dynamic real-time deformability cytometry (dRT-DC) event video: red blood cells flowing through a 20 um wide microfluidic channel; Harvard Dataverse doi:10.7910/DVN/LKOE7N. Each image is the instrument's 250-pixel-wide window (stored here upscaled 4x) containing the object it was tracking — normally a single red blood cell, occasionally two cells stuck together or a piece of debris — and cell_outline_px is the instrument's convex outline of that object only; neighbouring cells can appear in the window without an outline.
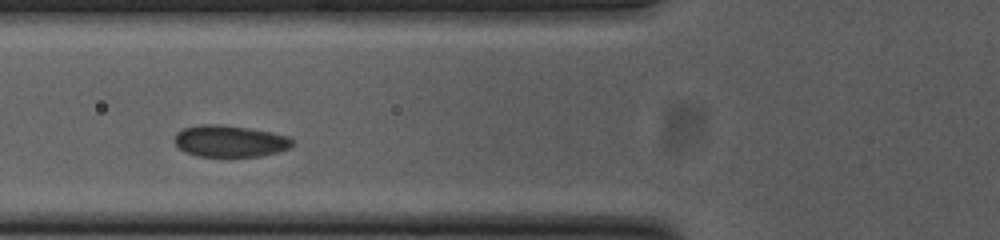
{"species": "common noctule bat (a hibernating species)", "species_latin": "Nyctalus noctula", "temperature_condition": "cold", "stored_images_in_passage": 44, "camera_frame_rate_fps": 3000, "um_per_image_px": 0.085, "animal": {"sex": "female", "body_mass_g": 23.0, "forearm_length_mm": 53.4}, "frame": {"image": 1, "passage_image": 9, "time_ms": 2.667, "image_size_px": [1000, 240], "cell_outline_px": [[292, 148], [280, 152], [260, 156], [196, 156], [180, 148], [176, 144], [176, 132], [184, 128], [200, 124], [220, 124], [248, 128], [272, 132], [288, 136], [292, 140]], "centroid_in_image_um": [19.59, 11.99], "position_along_channel_um": 106.2, "area_um2": 21.68}}
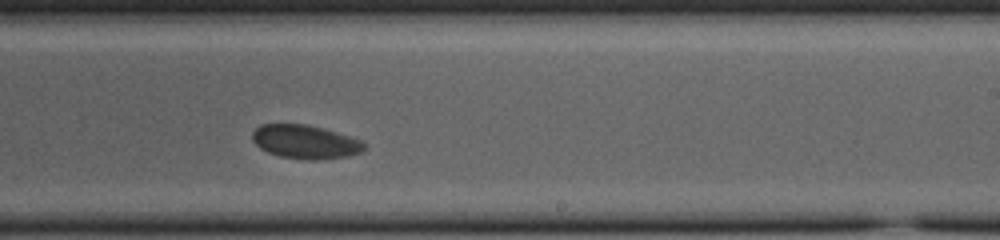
{"frame": {"image": 2, "passage_image": 22, "time_ms": 7.0, "image_size_px": [1000, 240], "cell_outline_px": [[364, 148], [360, 152], [348, 156], [316, 160], [308, 160], [280, 156], [268, 152], [260, 148], [252, 140], [252, 132], [260, 124], [308, 124], [336, 132], [360, 140], [364, 144]], "centroid_in_image_um": [25.9, 12.05], "position_along_channel_um": 263.1, "area_um2": 21.79}}
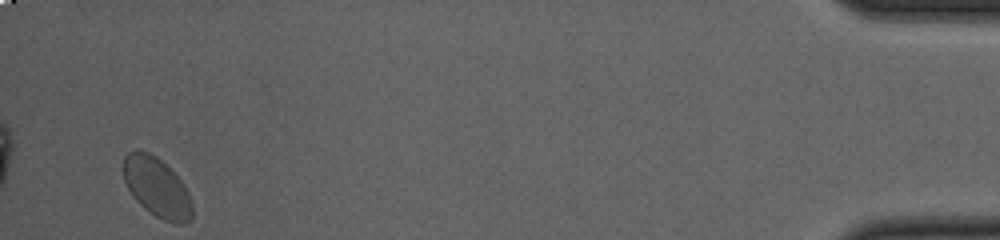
{"frame": {"image": 3, "passage_image": 42, "time_ms": 13.667, "image_size_px": [1000, 240], "cell_outline_px": [[192, 216], [184, 224], [176, 224], [164, 220], [148, 212], [132, 196], [124, 180], [124, 156], [128, 152], [148, 152], [156, 156], [180, 180], [188, 192], [192, 200]], "centroid_in_image_um": [13.34, 15.96], "position_along_channel_um": 421.9, "area_um2": 23.47}, "authors_computed_cell_mechanics": {"area_um2": 22.3975, "velocity_mm_per_s": 3.6293, "shape_relaxation_time_tau1_ms": 1.8228, "shape_relaxation_time_tau2_ms": null, "deformation_change_tau1": 0.0543, "deformation_change_tau2": null}}